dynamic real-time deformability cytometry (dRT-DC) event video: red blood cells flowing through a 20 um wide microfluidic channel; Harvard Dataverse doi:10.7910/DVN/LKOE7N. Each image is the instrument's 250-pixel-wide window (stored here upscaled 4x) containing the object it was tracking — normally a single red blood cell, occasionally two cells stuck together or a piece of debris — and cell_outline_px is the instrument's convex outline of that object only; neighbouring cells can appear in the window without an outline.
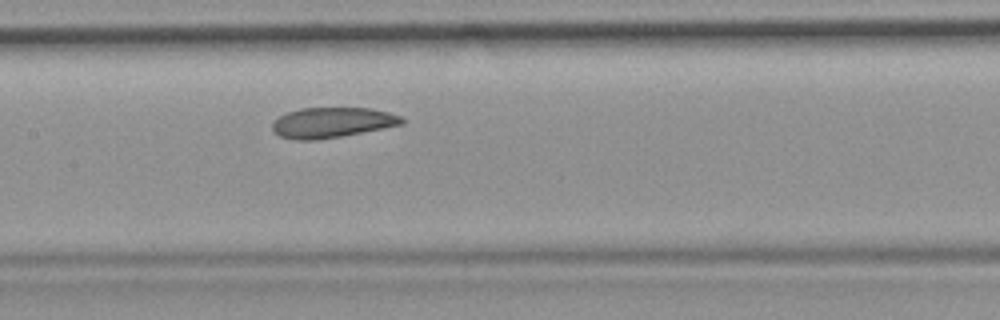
{"species": "common noctule bat (a hibernating species)", "species_latin": "Nyctalus noctula", "temperature_condition": "room temperature", "stored_images_in_passage": 8, "camera_frame_rate_fps": 3000, "um_per_image_px": 0.085, "animal": {"sex": "female", "body_mass_g": 19.9}, "frame": {"image": 1, "passage_image": 8, "time_ms": 8.667, "image_size_px": [1000, 320], "cell_outline_px": [[404, 124], [384, 128], [340, 136], [316, 140], [296, 140], [280, 136], [272, 128], [272, 124], [280, 116], [288, 112], [300, 108], [372, 108], [388, 112], [400, 116], [404, 120]], "centroid_in_image_um": [28.24, 10.41], "position_along_channel_um": 179.2, "area_um2": 22.66}}